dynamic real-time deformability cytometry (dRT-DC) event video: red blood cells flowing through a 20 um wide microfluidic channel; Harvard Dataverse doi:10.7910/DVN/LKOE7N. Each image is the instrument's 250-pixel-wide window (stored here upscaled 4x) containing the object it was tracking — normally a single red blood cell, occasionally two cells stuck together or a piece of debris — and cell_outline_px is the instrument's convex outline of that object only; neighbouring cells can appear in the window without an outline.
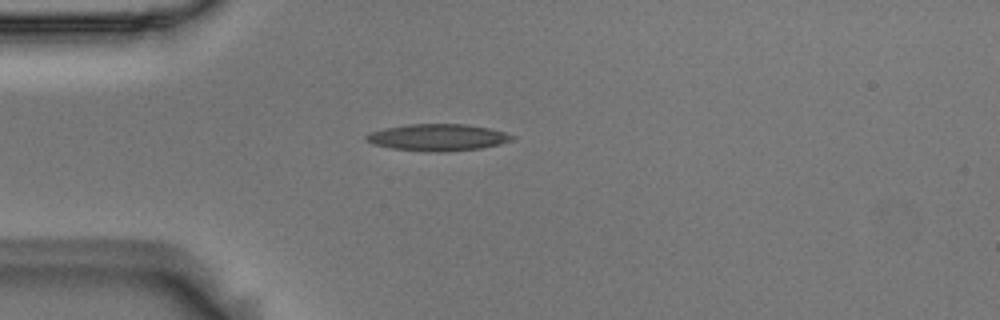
{"species": "Egyptian fruit bat (a non-hibernating species)", "species_latin": "Rousettus aegyptiacus", "temperature_condition": "room temperature", "stored_images_in_passage": 1, "camera_frame_rate_fps": 3000, "um_per_image_px": 0.085, "animal": {"sex": "male"}, "frame": {"image": 1, "passage_image": 1, "time_ms": 0.0, "image_size_px": [1000, 320], "cell_outline_px": [[516, 136], [512, 140], [500, 144], [480, 148], [444, 152], [424, 152], [392, 148], [372, 144], [364, 136], [372, 132], [384, 128], [408, 124], [464, 124], [488, 128], [504, 132]], "centroid_in_image_um": [37.21, 11.68], "position_along_channel_um": 47.8, "area_um2": 22.72}}